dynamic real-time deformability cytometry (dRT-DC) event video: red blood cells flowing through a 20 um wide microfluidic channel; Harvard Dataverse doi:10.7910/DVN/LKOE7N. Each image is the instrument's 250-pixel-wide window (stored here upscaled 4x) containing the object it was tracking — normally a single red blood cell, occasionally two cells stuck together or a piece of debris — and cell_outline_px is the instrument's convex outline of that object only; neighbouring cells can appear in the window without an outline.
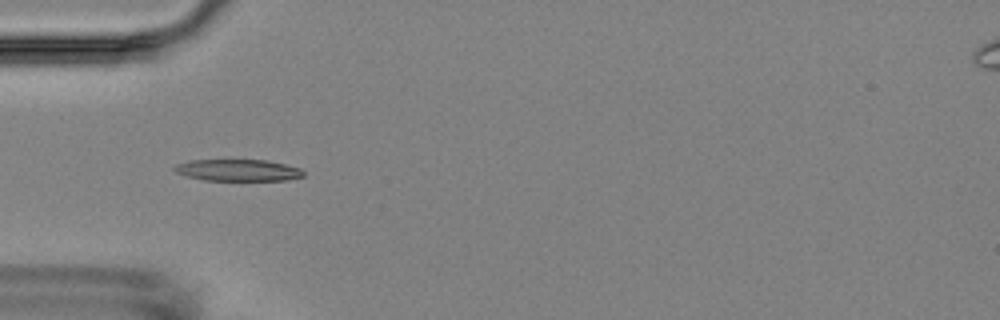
{"species": "Egyptian fruit bat (a non-hibernating species)", "species_latin": "Rousettus aegyptiacus", "temperature_condition": "room temperature", "stored_images_in_passage": 4, "camera_frame_rate_fps": 3000, "um_per_image_px": 0.085, "animal": {"sex": "female"}, "frame": {"image": 1, "passage_image": 3, "time_ms": 2.333, "image_size_px": [1000, 320], "cell_outline_px": [[304, 176], [284, 180], [204, 180], [188, 176], [176, 172], [172, 168], [176, 164], [188, 160], [268, 160], [300, 168], [304, 172]], "centroid_in_image_um": [20.21, 14.46], "position_along_channel_um": 64.8, "area_um2": 16.18}}